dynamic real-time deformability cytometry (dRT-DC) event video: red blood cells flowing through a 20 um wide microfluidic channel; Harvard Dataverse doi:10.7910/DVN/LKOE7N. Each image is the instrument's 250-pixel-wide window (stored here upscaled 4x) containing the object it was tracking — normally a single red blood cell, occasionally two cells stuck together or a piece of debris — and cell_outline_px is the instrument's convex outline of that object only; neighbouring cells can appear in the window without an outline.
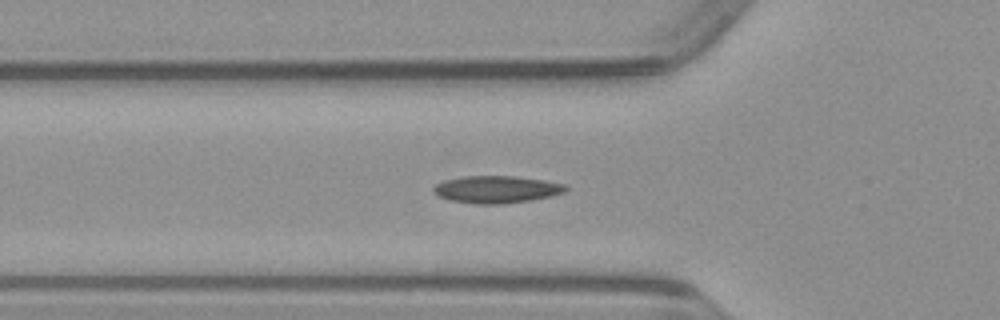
{"species": "common noctule bat (a hibernating species)", "species_latin": "Nyctalus noctula", "temperature_condition": "warm", "stored_images_in_passage": 51, "camera_frame_rate_fps": 3000, "um_per_image_px": 0.085, "animal": {"sex": "male", "body_mass_g": 23.1, "forearm_length_mm": 52.7}, "frame": {"image": 1, "passage_image": 16, "time_ms": 5.0, "image_size_px": [1000, 320], "cell_outline_px": [[568, 188], [564, 192], [552, 196], [532, 200], [500, 204], [476, 204], [448, 200], [432, 192], [432, 188], [436, 184], [444, 180], [464, 176], [516, 176], [544, 180], [564, 184]], "centroid_in_image_um": [42.19, 16.1], "position_along_channel_um": 83.6, "area_um2": 21.1}}
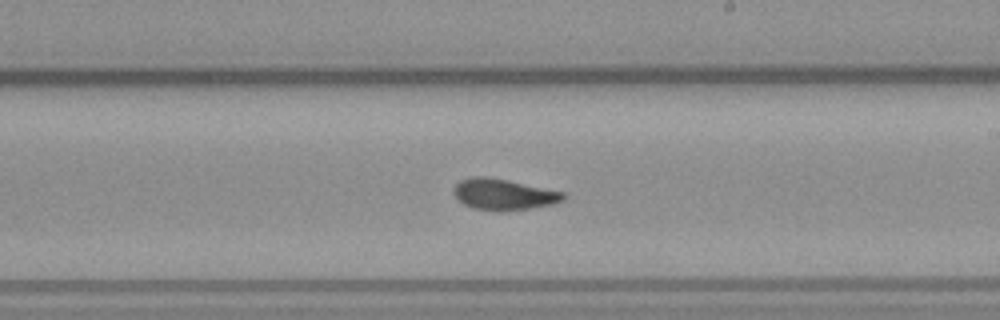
{"frame": {"image": 2, "passage_image": 28, "time_ms": 9.0, "image_size_px": [1000, 320], "cell_outline_px": [[568, 196], [564, 200], [552, 204], [528, 208], [496, 212], [476, 208], [464, 204], [452, 192], [456, 184], [460, 180], [472, 176], [484, 176], [508, 180], [564, 192]], "centroid_in_image_um": [42.81, 16.52], "position_along_channel_um": 246.2, "area_um2": 19.77}}
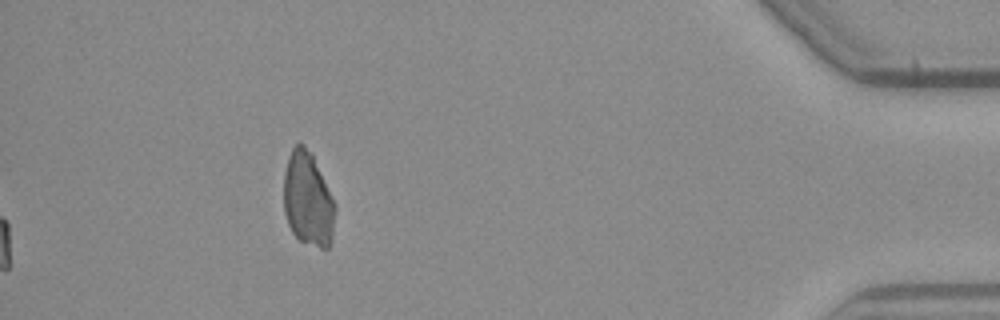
{"frame": {"image": 3, "passage_image": 51, "time_ms": 16.667, "image_size_px": [1000, 320], "cell_outline_px": [[336, 208], [332, 240], [328, 248], [320, 248], [300, 240], [292, 232], [288, 224], [284, 212], [284, 172], [288, 156], [292, 148], [300, 140], [312, 152], [336, 204]], "centroid_in_image_um": [26.18, 16.9], "position_along_channel_um": 409.0, "area_um2": 28.67}}